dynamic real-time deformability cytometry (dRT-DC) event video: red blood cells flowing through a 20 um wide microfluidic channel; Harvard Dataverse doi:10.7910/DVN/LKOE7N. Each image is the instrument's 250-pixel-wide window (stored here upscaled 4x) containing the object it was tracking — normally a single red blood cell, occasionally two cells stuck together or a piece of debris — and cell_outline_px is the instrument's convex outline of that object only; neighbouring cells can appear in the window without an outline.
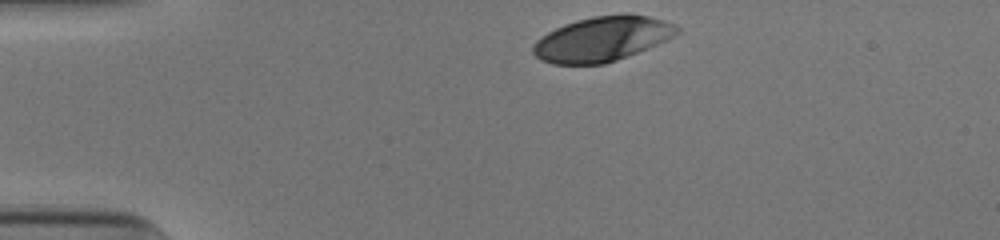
{"species": "human", "species_latin": "Homo sapiens", "temperature_condition": "cold", "stored_images_in_passage": 33, "camera_frame_rate_fps": 3000, "um_per_image_px": 0.085, "donor": {"sex": "male"}, "frame": {"image": 1, "passage_image": 1, "time_ms": 0.0, "image_size_px": [1000, 240], "cell_outline_px": [[680, 32], [668, 40], [628, 56], [604, 64], [552, 64], [540, 60], [532, 52], [532, 48], [536, 40], [548, 32], [564, 24], [576, 20], [592, 16], [624, 12], [628, 12], [648, 16], [664, 20], [680, 28]], "centroid_in_image_um": [51.2, 3.29], "position_along_channel_um": 33.8, "area_um2": 37.97}}
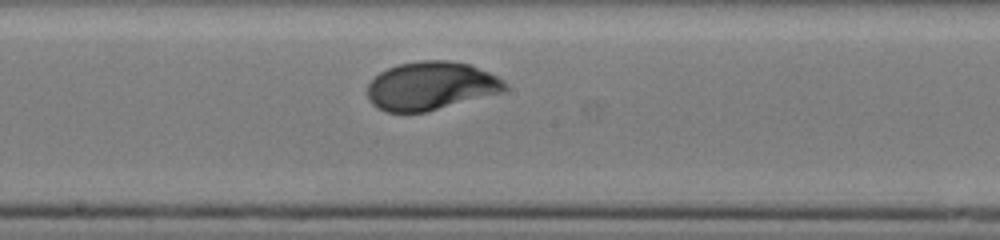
{"frame": {"image": 2, "passage_image": 19, "time_ms": 6.0, "image_size_px": [1000, 240], "cell_outline_px": [[508, 88], [504, 92], [428, 112], [388, 112], [376, 108], [368, 100], [368, 84], [380, 72], [388, 68], [400, 64], [420, 60], [448, 60], [472, 64], [504, 80], [508, 84]], "centroid_in_image_um": [36.66, 7.31], "position_along_channel_um": 211.5, "area_um2": 39.13}}
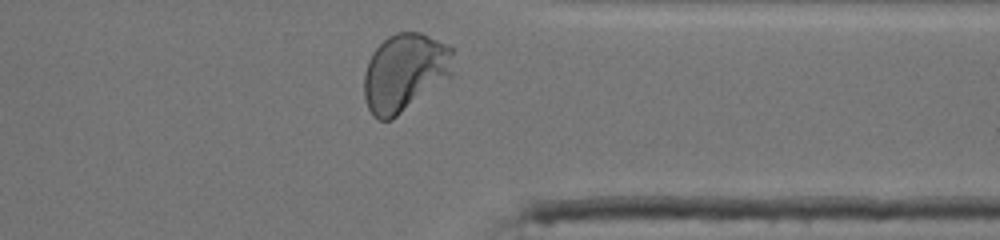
{"frame": {"image": 3, "passage_image": 32, "time_ms": 10.333, "image_size_px": [1000, 240], "cell_outline_px": [[452, 76], [392, 120], [376, 120], [372, 116], [368, 108], [364, 96], [364, 72], [368, 60], [372, 52], [388, 36], [396, 32], [420, 32], [448, 44], [452, 48]], "centroid_in_image_um": [34.39, 6.17], "position_along_channel_um": 377.0, "area_um2": 40.81}, "authors_computed_cell_mechanics": {"area_um2": 38.2058, "velocity_mm_per_s": 3.8779, "shape_relaxation_time_tau1_ms": 2.3299, "shape_relaxation_time_tau2_ms": null, "deformation_change_tau1": 0.1468, "deformation_change_tau2": null}}